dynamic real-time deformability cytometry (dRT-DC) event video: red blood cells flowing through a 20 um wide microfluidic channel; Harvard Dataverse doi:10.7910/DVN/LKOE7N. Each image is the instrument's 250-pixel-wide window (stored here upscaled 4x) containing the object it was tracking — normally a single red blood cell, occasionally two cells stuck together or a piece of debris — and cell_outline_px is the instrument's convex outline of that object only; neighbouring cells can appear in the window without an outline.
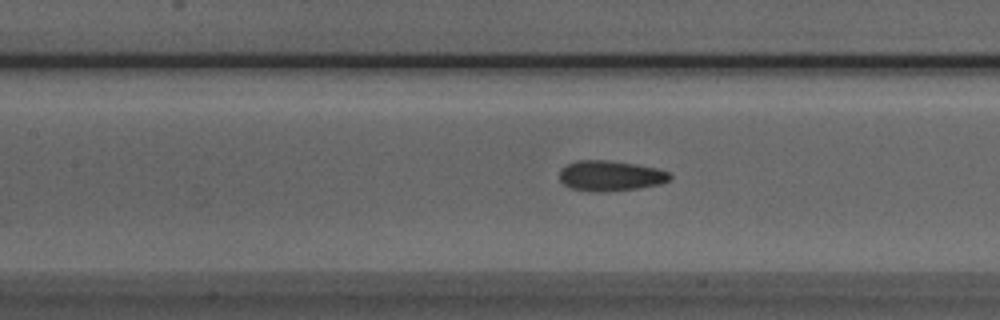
{"species": "Egyptian fruit bat (a non-hibernating species)", "species_latin": "Rousettus aegyptiacus", "temperature_condition": "room temperature", "stored_images_in_passage": 50, "camera_frame_rate_fps": 3000, "um_per_image_px": 0.085, "animal": {"sex": "male"}, "frame": {"image": 1, "passage_image": 21, "time_ms": 6.667, "image_size_px": [1000, 320], "cell_outline_px": [[672, 176], [668, 180], [660, 184], [640, 188], [572, 188], [564, 184], [560, 180], [560, 172], [568, 164], [580, 160], [604, 160], [636, 164], [660, 168], [668, 172]], "centroid_in_image_um": [51.97, 14.88], "position_along_channel_um": 155.4, "area_um2": 18.32}}
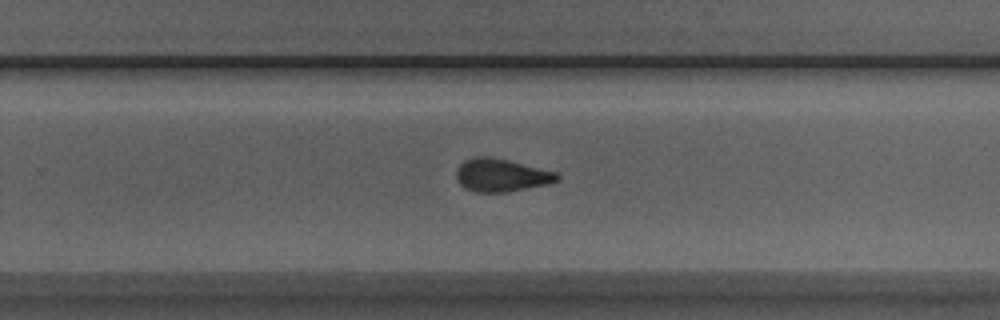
{"frame": {"image": 2, "passage_image": 31, "time_ms": 10.0, "image_size_px": [1000, 320], "cell_outline_px": [[560, 180], [548, 184], [504, 192], [476, 192], [464, 188], [456, 180], [456, 168], [464, 160], [476, 156], [484, 156], [508, 160], [556, 172], [560, 176]], "centroid_in_image_um": [42.58, 14.89], "position_along_channel_um": 287.2, "area_um2": 19.31}}
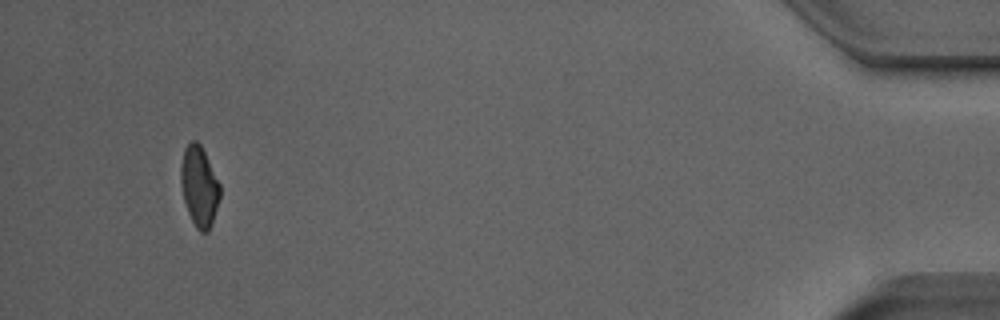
{"frame": {"image": 3, "passage_image": 47, "time_ms": 15.333, "image_size_px": [1000, 320], "cell_outline_px": [[220, 196], [212, 224], [208, 232], [200, 232], [196, 228], [188, 212], [184, 200], [180, 184], [180, 168], [184, 148], [192, 140], [196, 140], [200, 144], [220, 184]], "centroid_in_image_um": [16.92, 15.85], "position_along_channel_um": 418.3, "area_um2": 18.26}, "authors_computed_cell_mechanics": {"area_um2": 19.4208, "velocity_mm_per_s": 3.9594, "shape_relaxation_time_tau1_ms": 6.2329, "shape_relaxation_time_tau2_ms": 2.3058, "deformation_change_tau1": 0.1367, "deformation_change_tau2": 0.0886}}